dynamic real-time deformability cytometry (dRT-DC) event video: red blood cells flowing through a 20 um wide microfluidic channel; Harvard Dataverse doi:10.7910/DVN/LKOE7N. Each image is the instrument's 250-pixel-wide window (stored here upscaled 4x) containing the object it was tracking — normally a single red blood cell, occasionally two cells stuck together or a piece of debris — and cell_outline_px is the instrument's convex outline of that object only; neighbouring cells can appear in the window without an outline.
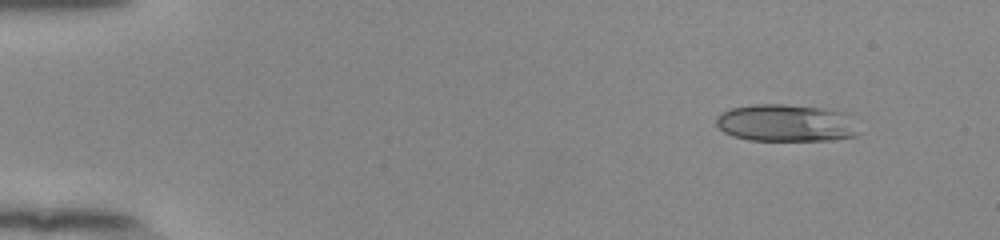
{"species": "human", "species_latin": "Homo sapiens", "temperature_condition": "room temperature", "stored_images_in_passage": 54, "camera_frame_rate_fps": 3000, "um_per_image_px": 0.085, "donor": {"sex": "female"}, "frame": {"image": 1, "passage_image": 6, "time_ms": 1.667, "image_size_px": [1000, 240], "cell_outline_px": [[860, 132], [856, 136], [832, 140], [748, 140], [732, 136], [724, 132], [716, 124], [716, 116], [720, 112], [732, 108], [752, 104], [784, 104], [824, 108], [844, 112]], "centroid_in_image_um": [66.77, 10.45], "position_along_channel_um": 18.2, "area_um2": 31.04}}
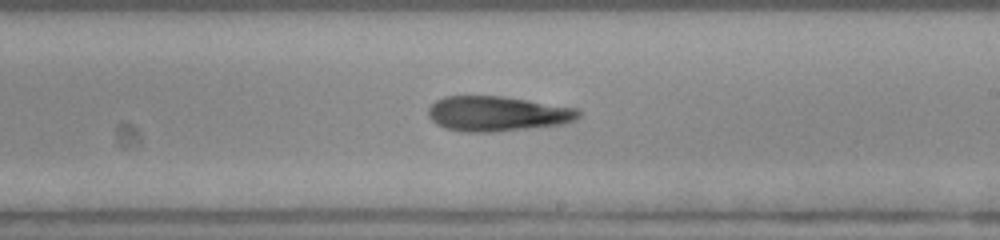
{"frame": {"image": 2, "passage_image": 33, "time_ms": 10.667, "image_size_px": [1000, 240], "cell_outline_px": [[580, 116], [576, 120], [568, 124], [492, 132], [464, 132], [444, 128], [436, 124], [428, 116], [428, 108], [436, 100], [444, 96], [504, 96], [580, 108]], "centroid_in_image_um": [42.32, 9.66], "position_along_channel_um": 246.7, "area_um2": 31.15}}
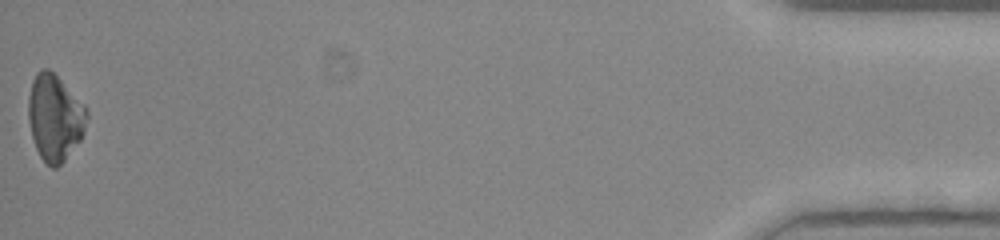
{"frame": {"image": 3, "passage_image": 54, "time_ms": 17.667, "image_size_px": [1000, 240], "cell_outline_px": [[88, 116], [84, 132], [80, 140], [64, 160], [56, 168], [52, 168], [40, 156], [36, 148], [32, 136], [28, 120], [28, 96], [32, 80], [36, 72], [40, 68], [48, 68], [84, 104], [88, 112]], "centroid_in_image_um": [4.64, 9.98], "position_along_channel_um": 430.6, "area_um2": 29.25}, "authors_computed_cell_mechanics": {"area_um2": 30.5762, "velocity_mm_per_s": 3.9012, "shape_relaxation_time_tau1_ms": null, "shape_relaxation_time_tau2_ms": 2.4095, "deformation_change_tau1": null, "deformation_change_tau2": 0.1048}}